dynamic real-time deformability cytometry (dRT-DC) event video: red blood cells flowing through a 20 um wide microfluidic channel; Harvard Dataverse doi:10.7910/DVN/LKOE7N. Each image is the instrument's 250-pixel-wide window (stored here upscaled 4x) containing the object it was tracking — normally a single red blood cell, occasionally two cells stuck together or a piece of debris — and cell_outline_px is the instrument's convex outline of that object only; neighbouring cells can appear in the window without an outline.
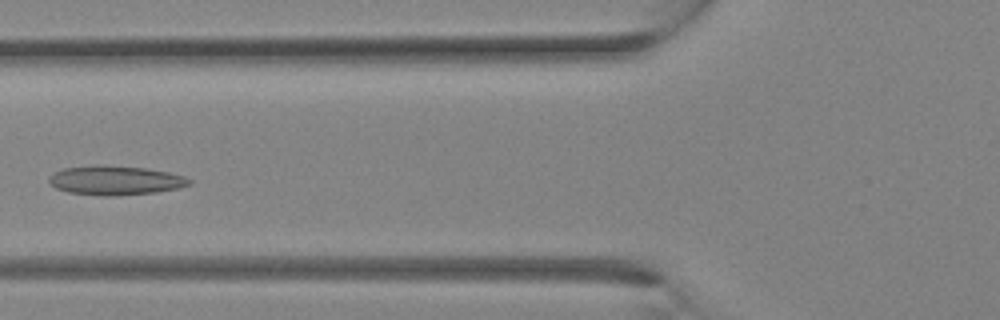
{"species": "Egyptian fruit bat (a non-hibernating species)", "species_latin": "Rousettus aegyptiacus", "temperature_condition": "room temperature", "stored_images_in_passage": 30, "camera_frame_rate_fps": 3000, "um_per_image_px": 0.085, "animal": {"sex": "female"}, "frame": {"image": 1, "passage_image": 11, "time_ms": 3.333, "image_size_px": [1000, 320], "cell_outline_px": [[192, 184], [180, 188], [156, 192], [112, 196], [100, 196], [68, 192], [56, 188], [48, 184], [48, 176], [52, 172], [64, 168], [92, 164], [104, 164], [148, 168], [168, 172], [184, 176], [192, 180]], "centroid_in_image_um": [9.77, 15.31], "position_along_channel_um": 116.0, "area_um2": 24.51}}
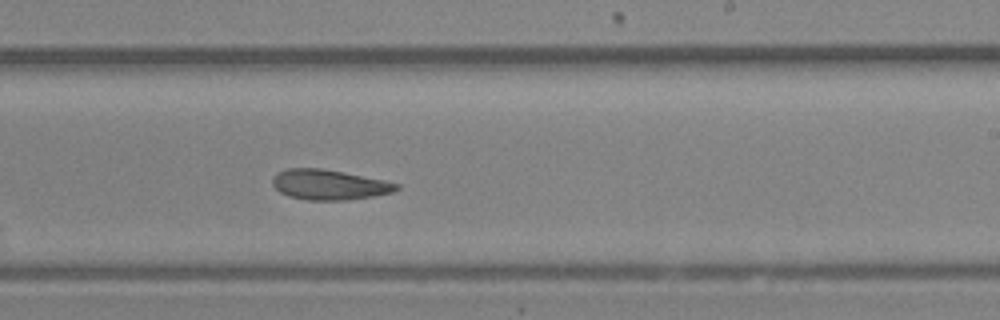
{"frame": {"image": 2, "passage_image": 18, "time_ms": 5.667, "image_size_px": [1000, 320], "cell_outline_px": [[400, 188], [392, 192], [372, 196], [348, 200], [308, 200], [288, 196], [280, 192], [272, 184], [272, 176], [276, 172], [288, 168], [320, 168], [344, 172], [384, 180], [400, 184]], "centroid_in_image_um": [27.95, 15.69], "position_along_channel_um": 261.0, "area_um2": 21.85}}
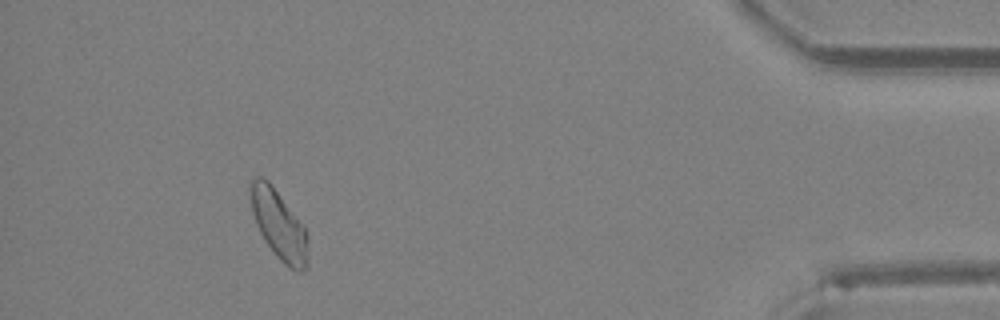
{"frame": {"image": 3, "passage_image": 28, "time_ms": 9.0, "image_size_px": [1000, 320], "cell_outline_px": [[308, 264], [300, 272], [296, 272], [288, 268], [280, 260], [264, 240], [256, 224], [252, 212], [248, 196], [252, 176], [260, 176], [268, 180], [304, 224], [308, 236]], "centroid_in_image_um": [23.7, 19.09], "position_along_channel_um": 411.5, "area_um2": 23.7}}